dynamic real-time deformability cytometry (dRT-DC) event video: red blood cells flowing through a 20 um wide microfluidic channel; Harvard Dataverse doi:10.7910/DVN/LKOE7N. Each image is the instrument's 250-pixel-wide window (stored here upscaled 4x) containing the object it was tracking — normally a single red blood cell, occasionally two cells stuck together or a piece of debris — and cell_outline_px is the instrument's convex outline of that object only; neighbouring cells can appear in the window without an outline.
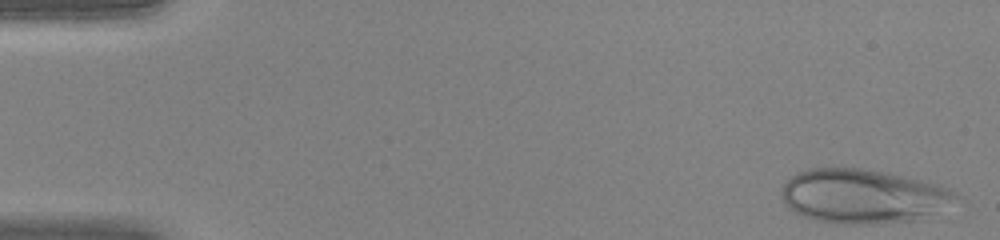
{"species": "human", "species_latin": "Homo sapiens", "temperature_condition": "warm", "stored_images_in_passage": 43, "camera_frame_rate_fps": 3000, "um_per_image_px": 0.085, "donor": {"sex": "female"}, "frame": {"image": 1, "passage_image": 1, "time_ms": 0.0, "image_size_px": [1000, 240], "cell_outline_px": [[960, 196], [920, 220], [872, 224], [836, 224], [804, 216], [788, 208], [784, 204], [784, 184], [796, 172], [808, 168], [832, 164], [888, 172], [940, 184], [956, 192]], "centroid_in_image_um": [73.32, 16.63], "position_along_channel_um": 11.7, "area_um2": 55.55}}
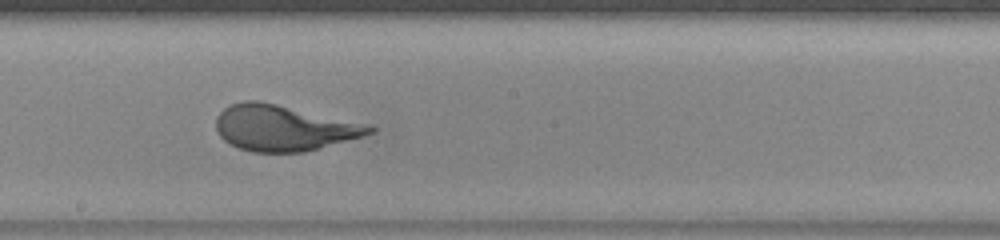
{"frame": {"image": 2, "passage_image": 24, "time_ms": 7.667, "image_size_px": [1000, 240], "cell_outline_px": [[376, 128], [372, 132], [364, 136], [304, 152], [252, 152], [240, 148], [224, 140], [220, 136], [216, 128], [216, 116], [224, 108], [232, 104], [244, 100], [256, 100], [276, 104], [372, 124]], "centroid_in_image_um": [24.14, 10.87], "position_along_channel_um": 224.1, "area_um2": 40.92}}
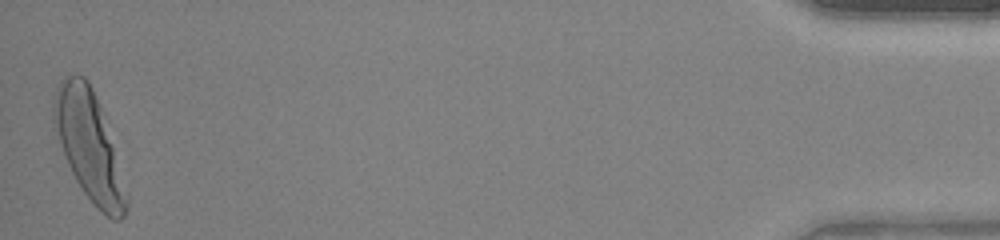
{"frame": {"image": 3, "passage_image": 43, "time_ms": 14.0, "image_size_px": [1000, 240], "cell_outline_px": [[128, 208], [124, 216], [120, 220], [112, 220], [84, 192], [76, 180], [68, 164], [52, 124], [52, 96], [60, 80], [68, 72], [76, 72], [84, 76], [88, 80], [92, 88], [100, 108], [128, 196]], "centroid_in_image_um": [7.5, 12.29], "position_along_channel_um": 427.7, "area_um2": 45.14}}